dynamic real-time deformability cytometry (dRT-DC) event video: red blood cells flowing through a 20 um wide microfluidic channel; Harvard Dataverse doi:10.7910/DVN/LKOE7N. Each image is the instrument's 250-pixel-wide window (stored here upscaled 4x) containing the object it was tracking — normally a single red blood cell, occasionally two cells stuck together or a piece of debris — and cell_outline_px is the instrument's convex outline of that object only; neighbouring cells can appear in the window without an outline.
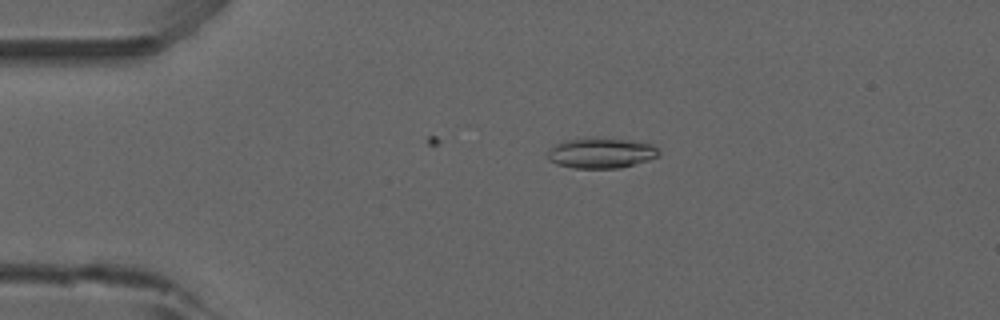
{"species": "common noctule bat (a hibernating species)", "species_latin": "Nyctalus noctula", "temperature_condition": "room temperature", "stored_images_in_passage": 16, "camera_frame_rate_fps": 3000, "um_per_image_px": 0.085, "animal": {"sex": "male", "forearm_length_mm": 52.5}, "frame": {"image": 1, "passage_image": 10, "time_ms": 3.0, "image_size_px": [1000, 320], "cell_outline_px": [[660, 156], [648, 160], [620, 168], [572, 168], [556, 164], [548, 160], [548, 152], [556, 144], [564, 140], [592, 136], [596, 136], [632, 140], [652, 144], [660, 152]], "centroid_in_image_um": [51.09, 12.98], "position_along_channel_um": 33.9, "area_um2": 20.11}}
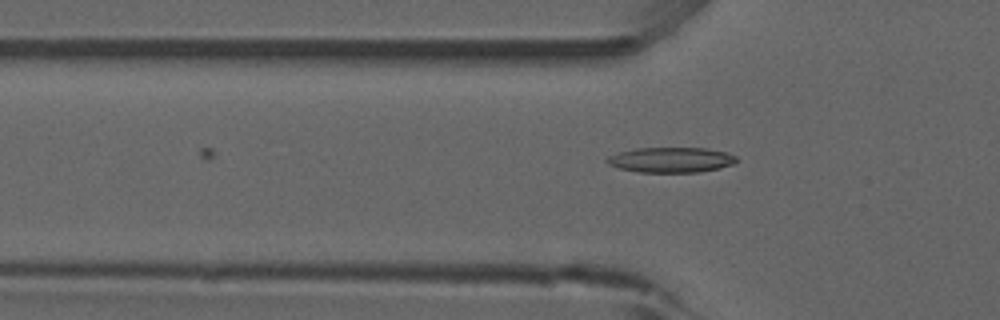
{"frame": {"image": 2, "passage_image": 16, "time_ms": 5.0, "image_size_px": [1000, 320], "cell_outline_px": [[736, 160], [732, 164], [720, 168], [700, 172], [640, 172], [616, 168], [608, 164], [604, 160], [608, 156], [620, 152], [636, 148], [708, 148], [728, 152], [736, 156]], "centroid_in_image_um": [57.02, 13.59], "position_along_channel_um": 68.8, "area_um2": 19.13}}